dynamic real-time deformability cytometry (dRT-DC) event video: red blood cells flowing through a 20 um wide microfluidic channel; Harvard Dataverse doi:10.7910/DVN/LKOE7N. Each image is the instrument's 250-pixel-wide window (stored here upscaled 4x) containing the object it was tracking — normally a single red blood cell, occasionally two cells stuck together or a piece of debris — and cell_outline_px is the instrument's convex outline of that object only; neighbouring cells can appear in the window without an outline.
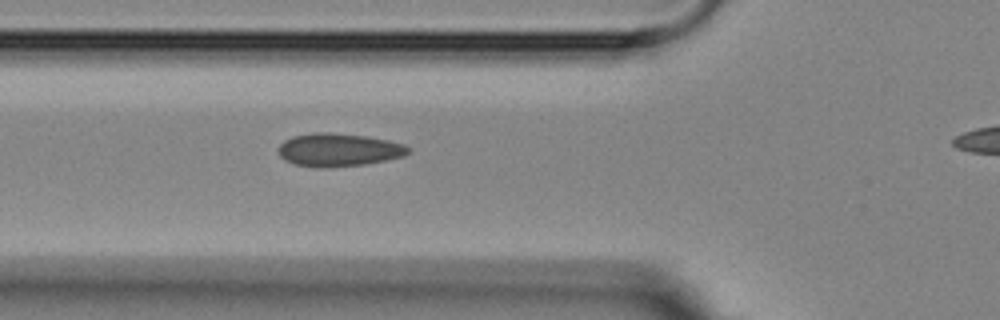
{"species": "Egyptian fruit bat (a non-hibernating species)", "species_latin": "Rousettus aegyptiacus", "temperature_condition": "room temperature", "stored_images_in_passage": 5, "segment_of_instrument_passage": [1, 2], "camera_frame_rate_fps": 3000, "um_per_image_px": 0.085, "animal": {"sex": "female"}, "frame": {"image": 1, "passage_image": 4, "time_ms": 3.333, "image_size_px": [1000, 320], "cell_outline_px": [[412, 152], [404, 156], [364, 164], [324, 168], [320, 168], [296, 164], [284, 160], [280, 156], [276, 148], [284, 140], [292, 136], [312, 132], [328, 132], [368, 136], [388, 140], [404, 144], [412, 148]], "centroid_in_image_um": [28.78, 12.73], "position_along_channel_um": 97.0, "area_um2": 25.32}}